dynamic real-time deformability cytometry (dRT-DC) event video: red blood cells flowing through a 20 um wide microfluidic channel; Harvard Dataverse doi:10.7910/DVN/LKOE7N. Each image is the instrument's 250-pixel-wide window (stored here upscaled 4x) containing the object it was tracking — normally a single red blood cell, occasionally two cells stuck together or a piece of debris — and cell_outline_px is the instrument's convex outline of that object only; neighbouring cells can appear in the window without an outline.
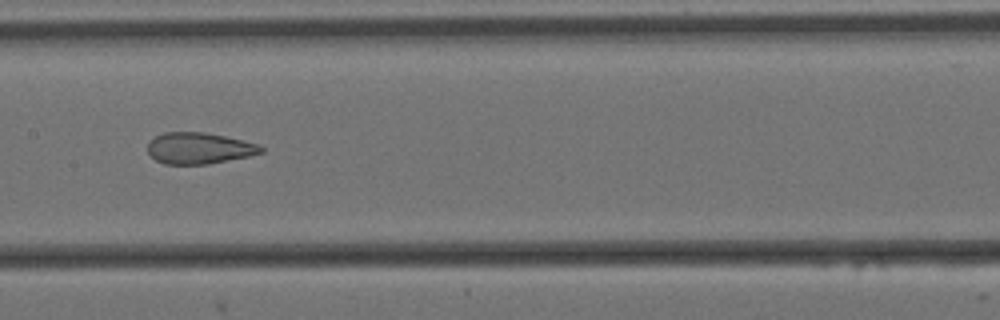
{"species": "Egyptian fruit bat (a non-hibernating species)", "species_latin": "Rousettus aegyptiacus", "temperature_condition": "cold", "stored_images_in_passage": 13, "camera_frame_rate_fps": 3000, "um_per_image_px": 0.085, "animal": {"sex": "female"}, "frame": {"image": 1, "passage_image": 6, "time_ms": 1.667, "image_size_px": [1000, 320], "cell_outline_px": [[264, 152], [248, 156], [208, 164], [164, 164], [156, 160], [148, 152], [148, 140], [164, 132], [204, 132], [224, 136], [256, 144], [264, 148]], "centroid_in_image_um": [16.88, 12.6], "position_along_channel_um": 190.5, "area_um2": 20.52}}
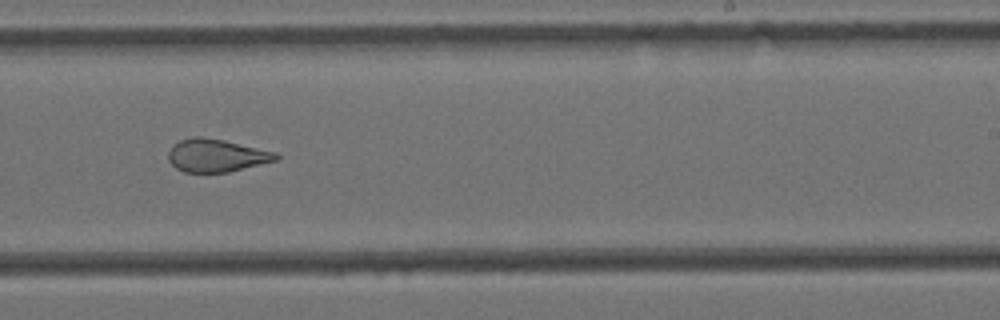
{"frame": {"image": 2, "passage_image": 8, "time_ms": 2.333, "image_size_px": [1000, 320], "cell_outline_px": [[280, 160], [228, 172], [184, 172], [176, 168], [168, 160], [168, 152], [172, 144], [180, 140], [192, 136], [200, 136], [224, 140], [276, 152], [280, 156]], "centroid_in_image_um": [18.4, 13.21], "position_along_channel_um": 270.6, "area_um2": 20.81}}